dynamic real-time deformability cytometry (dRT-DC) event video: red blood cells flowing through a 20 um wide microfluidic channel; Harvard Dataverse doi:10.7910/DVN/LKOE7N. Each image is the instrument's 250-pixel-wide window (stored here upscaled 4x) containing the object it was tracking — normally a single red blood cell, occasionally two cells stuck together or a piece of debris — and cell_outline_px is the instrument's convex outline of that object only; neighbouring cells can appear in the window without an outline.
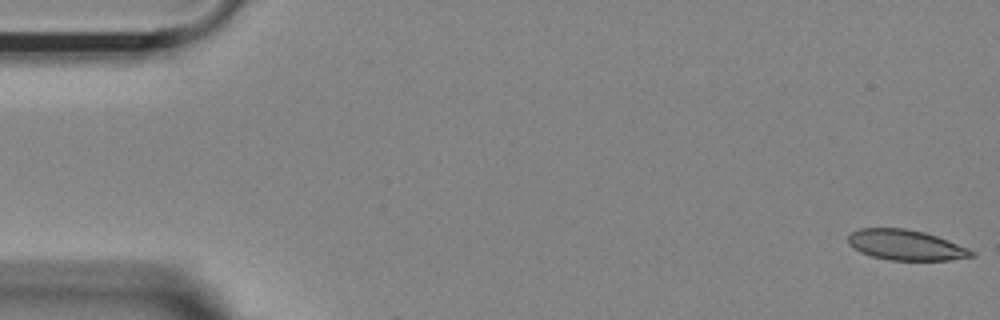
{"species": "Egyptian fruit bat (a non-hibernating species)", "species_latin": "Rousettus aegyptiacus", "temperature_condition": "room temperature", "stored_images_in_passage": 4, "camera_frame_rate_fps": 3000, "um_per_image_px": 0.085, "animal": {"sex": "female"}, "frame": {"image": 1, "passage_image": 1, "time_ms": 0.0, "image_size_px": [1000, 320], "cell_outline_px": [[976, 256], [948, 260], [888, 260], [872, 256], [860, 252], [848, 244], [848, 236], [852, 232], [860, 228], [904, 228], [924, 232], [948, 240], [968, 248], [976, 252]], "centroid_in_image_um": [77.0, 20.83], "position_along_channel_um": 8.0, "area_um2": 21.85}}